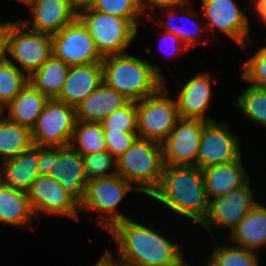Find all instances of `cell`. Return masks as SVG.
Masks as SVG:
<instances>
[{
	"instance_id": "1",
	"label": "cell",
	"mask_w": 266,
	"mask_h": 266,
	"mask_svg": "<svg viewBox=\"0 0 266 266\" xmlns=\"http://www.w3.org/2000/svg\"><path fill=\"white\" fill-rule=\"evenodd\" d=\"M119 250L112 258L115 266H187L180 247L158 231L132 218L115 223L107 230Z\"/></svg>"
},
{
	"instance_id": "2",
	"label": "cell",
	"mask_w": 266,
	"mask_h": 266,
	"mask_svg": "<svg viewBox=\"0 0 266 266\" xmlns=\"http://www.w3.org/2000/svg\"><path fill=\"white\" fill-rule=\"evenodd\" d=\"M149 196L198 224L209 211L203 171L198 166L164 165L159 185Z\"/></svg>"
},
{
	"instance_id": "3",
	"label": "cell",
	"mask_w": 266,
	"mask_h": 266,
	"mask_svg": "<svg viewBox=\"0 0 266 266\" xmlns=\"http://www.w3.org/2000/svg\"><path fill=\"white\" fill-rule=\"evenodd\" d=\"M101 63L103 82L130 101L152 96L166 83L161 68L126 52L105 56Z\"/></svg>"
},
{
	"instance_id": "4",
	"label": "cell",
	"mask_w": 266,
	"mask_h": 266,
	"mask_svg": "<svg viewBox=\"0 0 266 266\" xmlns=\"http://www.w3.org/2000/svg\"><path fill=\"white\" fill-rule=\"evenodd\" d=\"M117 174L140 193L150 195L159 185L164 167L162 145L156 141L138 138L116 159ZM138 185H137V184Z\"/></svg>"
},
{
	"instance_id": "5",
	"label": "cell",
	"mask_w": 266,
	"mask_h": 266,
	"mask_svg": "<svg viewBox=\"0 0 266 266\" xmlns=\"http://www.w3.org/2000/svg\"><path fill=\"white\" fill-rule=\"evenodd\" d=\"M102 57L124 53L138 29L127 19L87 7L78 11Z\"/></svg>"
},
{
	"instance_id": "6",
	"label": "cell",
	"mask_w": 266,
	"mask_h": 266,
	"mask_svg": "<svg viewBox=\"0 0 266 266\" xmlns=\"http://www.w3.org/2000/svg\"><path fill=\"white\" fill-rule=\"evenodd\" d=\"M165 85L154 95L137 102V134L141 139L162 143L181 119L177 101Z\"/></svg>"
},
{
	"instance_id": "7",
	"label": "cell",
	"mask_w": 266,
	"mask_h": 266,
	"mask_svg": "<svg viewBox=\"0 0 266 266\" xmlns=\"http://www.w3.org/2000/svg\"><path fill=\"white\" fill-rule=\"evenodd\" d=\"M133 191L140 193L135 186L118 174L88 180L80 210L88 212L91 209L99 212L100 220H97V224L108 230L115 223L132 218L120 214L116 207L128 192ZM103 212L108 213L109 217L103 215Z\"/></svg>"
},
{
	"instance_id": "8",
	"label": "cell",
	"mask_w": 266,
	"mask_h": 266,
	"mask_svg": "<svg viewBox=\"0 0 266 266\" xmlns=\"http://www.w3.org/2000/svg\"><path fill=\"white\" fill-rule=\"evenodd\" d=\"M6 52L29 77L53 55L52 37L27 28L21 21H8Z\"/></svg>"
},
{
	"instance_id": "9",
	"label": "cell",
	"mask_w": 266,
	"mask_h": 266,
	"mask_svg": "<svg viewBox=\"0 0 266 266\" xmlns=\"http://www.w3.org/2000/svg\"><path fill=\"white\" fill-rule=\"evenodd\" d=\"M76 121L75 107L58 99H49L35 126L31 129L33 145L70 146Z\"/></svg>"
},
{
	"instance_id": "10",
	"label": "cell",
	"mask_w": 266,
	"mask_h": 266,
	"mask_svg": "<svg viewBox=\"0 0 266 266\" xmlns=\"http://www.w3.org/2000/svg\"><path fill=\"white\" fill-rule=\"evenodd\" d=\"M51 37L53 55L69 66L103 60L87 27L78 17Z\"/></svg>"
},
{
	"instance_id": "11",
	"label": "cell",
	"mask_w": 266,
	"mask_h": 266,
	"mask_svg": "<svg viewBox=\"0 0 266 266\" xmlns=\"http://www.w3.org/2000/svg\"><path fill=\"white\" fill-rule=\"evenodd\" d=\"M240 139L228 124L211 121L204 125L197 155V166L202 170L210 166L227 164L241 157Z\"/></svg>"
},
{
	"instance_id": "12",
	"label": "cell",
	"mask_w": 266,
	"mask_h": 266,
	"mask_svg": "<svg viewBox=\"0 0 266 266\" xmlns=\"http://www.w3.org/2000/svg\"><path fill=\"white\" fill-rule=\"evenodd\" d=\"M201 119L181 118L161 143L164 165L197 166V155L204 125Z\"/></svg>"
},
{
	"instance_id": "13",
	"label": "cell",
	"mask_w": 266,
	"mask_h": 266,
	"mask_svg": "<svg viewBox=\"0 0 266 266\" xmlns=\"http://www.w3.org/2000/svg\"><path fill=\"white\" fill-rule=\"evenodd\" d=\"M251 181L245 186L234 190L224 196L210 200L207 217L201 223L212 236V228L221 226L232 230L237 224L258 204L253 200V191L250 188ZM212 227V228H211Z\"/></svg>"
},
{
	"instance_id": "14",
	"label": "cell",
	"mask_w": 266,
	"mask_h": 266,
	"mask_svg": "<svg viewBox=\"0 0 266 266\" xmlns=\"http://www.w3.org/2000/svg\"><path fill=\"white\" fill-rule=\"evenodd\" d=\"M28 198L34 216L41 211L79 219L80 203L52 177L39 175L28 192Z\"/></svg>"
},
{
	"instance_id": "15",
	"label": "cell",
	"mask_w": 266,
	"mask_h": 266,
	"mask_svg": "<svg viewBox=\"0 0 266 266\" xmlns=\"http://www.w3.org/2000/svg\"><path fill=\"white\" fill-rule=\"evenodd\" d=\"M207 30L216 28L226 34L240 47L251 43L249 19L237 7L234 0H201Z\"/></svg>"
},
{
	"instance_id": "16",
	"label": "cell",
	"mask_w": 266,
	"mask_h": 266,
	"mask_svg": "<svg viewBox=\"0 0 266 266\" xmlns=\"http://www.w3.org/2000/svg\"><path fill=\"white\" fill-rule=\"evenodd\" d=\"M47 176L58 181L79 203L84 200L88 178L81 154L71 146L51 147V164Z\"/></svg>"
},
{
	"instance_id": "17",
	"label": "cell",
	"mask_w": 266,
	"mask_h": 266,
	"mask_svg": "<svg viewBox=\"0 0 266 266\" xmlns=\"http://www.w3.org/2000/svg\"><path fill=\"white\" fill-rule=\"evenodd\" d=\"M32 21H22L29 29L53 35L78 17L70 0H36L29 5Z\"/></svg>"
},
{
	"instance_id": "18",
	"label": "cell",
	"mask_w": 266,
	"mask_h": 266,
	"mask_svg": "<svg viewBox=\"0 0 266 266\" xmlns=\"http://www.w3.org/2000/svg\"><path fill=\"white\" fill-rule=\"evenodd\" d=\"M102 83V63L70 66L66 81L57 99L76 108Z\"/></svg>"
},
{
	"instance_id": "19",
	"label": "cell",
	"mask_w": 266,
	"mask_h": 266,
	"mask_svg": "<svg viewBox=\"0 0 266 266\" xmlns=\"http://www.w3.org/2000/svg\"><path fill=\"white\" fill-rule=\"evenodd\" d=\"M210 73H199L183 85L177 96V105L180 117L183 119H201L207 122L214 121L205 115L211 98Z\"/></svg>"
},
{
	"instance_id": "20",
	"label": "cell",
	"mask_w": 266,
	"mask_h": 266,
	"mask_svg": "<svg viewBox=\"0 0 266 266\" xmlns=\"http://www.w3.org/2000/svg\"><path fill=\"white\" fill-rule=\"evenodd\" d=\"M202 171L209 201L237 190L250 181L241 158L227 164L210 166Z\"/></svg>"
},
{
	"instance_id": "21",
	"label": "cell",
	"mask_w": 266,
	"mask_h": 266,
	"mask_svg": "<svg viewBox=\"0 0 266 266\" xmlns=\"http://www.w3.org/2000/svg\"><path fill=\"white\" fill-rule=\"evenodd\" d=\"M129 102L130 100L125 96L103 82L77 105L76 119L80 122H102L111 113Z\"/></svg>"
},
{
	"instance_id": "22",
	"label": "cell",
	"mask_w": 266,
	"mask_h": 266,
	"mask_svg": "<svg viewBox=\"0 0 266 266\" xmlns=\"http://www.w3.org/2000/svg\"><path fill=\"white\" fill-rule=\"evenodd\" d=\"M39 146L33 145L17 157L2 162L0 180L16 190L28 193L39 176Z\"/></svg>"
},
{
	"instance_id": "23",
	"label": "cell",
	"mask_w": 266,
	"mask_h": 266,
	"mask_svg": "<svg viewBox=\"0 0 266 266\" xmlns=\"http://www.w3.org/2000/svg\"><path fill=\"white\" fill-rule=\"evenodd\" d=\"M48 100L28 81L17 96L4 107V111L8 109L6 118L31 130Z\"/></svg>"
},
{
	"instance_id": "24",
	"label": "cell",
	"mask_w": 266,
	"mask_h": 266,
	"mask_svg": "<svg viewBox=\"0 0 266 266\" xmlns=\"http://www.w3.org/2000/svg\"><path fill=\"white\" fill-rule=\"evenodd\" d=\"M262 205L258 203L230 232L231 241L252 251L266 245V207Z\"/></svg>"
},
{
	"instance_id": "25",
	"label": "cell",
	"mask_w": 266,
	"mask_h": 266,
	"mask_svg": "<svg viewBox=\"0 0 266 266\" xmlns=\"http://www.w3.org/2000/svg\"><path fill=\"white\" fill-rule=\"evenodd\" d=\"M33 218L35 216L29 203L28 193L5 185L0 180V222L29 228Z\"/></svg>"
},
{
	"instance_id": "26",
	"label": "cell",
	"mask_w": 266,
	"mask_h": 266,
	"mask_svg": "<svg viewBox=\"0 0 266 266\" xmlns=\"http://www.w3.org/2000/svg\"><path fill=\"white\" fill-rule=\"evenodd\" d=\"M70 66L52 55L28 81L48 99H57L66 81Z\"/></svg>"
},
{
	"instance_id": "27",
	"label": "cell",
	"mask_w": 266,
	"mask_h": 266,
	"mask_svg": "<svg viewBox=\"0 0 266 266\" xmlns=\"http://www.w3.org/2000/svg\"><path fill=\"white\" fill-rule=\"evenodd\" d=\"M33 146L31 130L18 123L0 118V156L2 162L17 157Z\"/></svg>"
},
{
	"instance_id": "28",
	"label": "cell",
	"mask_w": 266,
	"mask_h": 266,
	"mask_svg": "<svg viewBox=\"0 0 266 266\" xmlns=\"http://www.w3.org/2000/svg\"><path fill=\"white\" fill-rule=\"evenodd\" d=\"M70 146L81 155L107 151L101 122L76 121Z\"/></svg>"
},
{
	"instance_id": "29",
	"label": "cell",
	"mask_w": 266,
	"mask_h": 266,
	"mask_svg": "<svg viewBox=\"0 0 266 266\" xmlns=\"http://www.w3.org/2000/svg\"><path fill=\"white\" fill-rule=\"evenodd\" d=\"M214 248L206 266H259L257 251L225 243Z\"/></svg>"
},
{
	"instance_id": "30",
	"label": "cell",
	"mask_w": 266,
	"mask_h": 266,
	"mask_svg": "<svg viewBox=\"0 0 266 266\" xmlns=\"http://www.w3.org/2000/svg\"><path fill=\"white\" fill-rule=\"evenodd\" d=\"M28 76L11 59L0 63V105H8L27 84Z\"/></svg>"
},
{
	"instance_id": "31",
	"label": "cell",
	"mask_w": 266,
	"mask_h": 266,
	"mask_svg": "<svg viewBox=\"0 0 266 266\" xmlns=\"http://www.w3.org/2000/svg\"><path fill=\"white\" fill-rule=\"evenodd\" d=\"M235 104L252 122L266 127V89L250 84Z\"/></svg>"
},
{
	"instance_id": "32",
	"label": "cell",
	"mask_w": 266,
	"mask_h": 266,
	"mask_svg": "<svg viewBox=\"0 0 266 266\" xmlns=\"http://www.w3.org/2000/svg\"><path fill=\"white\" fill-rule=\"evenodd\" d=\"M186 6H188V8H186L185 10H183V11H181L182 12V14L184 13V11L186 12V15L187 16H189L191 19V21H189V19H188V21H184V22H188V24L191 22L192 24H196V25H198L199 24V22H198V20L196 21V20H194L193 21V17H197V14H196V12H194V10H192V8H191V10H190V6H191V4L189 3V1L188 0H186ZM179 9V8H181V6H179V7H171V8H165V13L166 12H169V14H168V16H167V22H164L163 23V21L162 20H160V18H158V24L157 25H164V27L163 28H165V30H166V32H169V33H174L175 35H177L179 38H180V40L182 41V43H183V45H185L188 49L193 45L194 46V44L195 43H197L198 42V40H202V42H204V44L207 42V41H205V40H207V39H203L201 36H198V34L200 35V33L202 32H204V33H206L208 30H207V28L205 27V29H203V31H202V29L201 28H203L202 27V25H204V26H206V24H202V23H200L199 24V28L197 27V29H188V27L186 28L184 25H180V26H176V25H172L171 24V22L172 21H170V20H172V19H174L175 20V15H174V12L175 11H173V10H176V9ZM187 16H185L186 17V19L188 18ZM185 19V20H186ZM170 22V23H169ZM183 22V23H184ZM163 23V24H162ZM194 24V25H195ZM195 25V26H196ZM199 32V33H198ZM199 37H201V38H199ZM197 39V40H196ZM197 41V42H196Z\"/></svg>"
},
{
	"instance_id": "33",
	"label": "cell",
	"mask_w": 266,
	"mask_h": 266,
	"mask_svg": "<svg viewBox=\"0 0 266 266\" xmlns=\"http://www.w3.org/2000/svg\"><path fill=\"white\" fill-rule=\"evenodd\" d=\"M91 8L96 11L127 19L137 29H139L137 21L144 15L139 0H95Z\"/></svg>"
},
{
	"instance_id": "34",
	"label": "cell",
	"mask_w": 266,
	"mask_h": 266,
	"mask_svg": "<svg viewBox=\"0 0 266 266\" xmlns=\"http://www.w3.org/2000/svg\"><path fill=\"white\" fill-rule=\"evenodd\" d=\"M103 129L137 133V102L130 101L101 122Z\"/></svg>"
},
{
	"instance_id": "35",
	"label": "cell",
	"mask_w": 266,
	"mask_h": 266,
	"mask_svg": "<svg viewBox=\"0 0 266 266\" xmlns=\"http://www.w3.org/2000/svg\"><path fill=\"white\" fill-rule=\"evenodd\" d=\"M84 163V170L88 180L109 177L117 174L116 159L109 151L81 155ZM112 167L114 168L113 170ZM112 171L111 173L106 171Z\"/></svg>"
},
{
	"instance_id": "36",
	"label": "cell",
	"mask_w": 266,
	"mask_h": 266,
	"mask_svg": "<svg viewBox=\"0 0 266 266\" xmlns=\"http://www.w3.org/2000/svg\"><path fill=\"white\" fill-rule=\"evenodd\" d=\"M241 79L248 81L251 85L266 89V46L259 48L253 56L244 62Z\"/></svg>"
},
{
	"instance_id": "37",
	"label": "cell",
	"mask_w": 266,
	"mask_h": 266,
	"mask_svg": "<svg viewBox=\"0 0 266 266\" xmlns=\"http://www.w3.org/2000/svg\"><path fill=\"white\" fill-rule=\"evenodd\" d=\"M103 132L106 138L107 151L115 159L124 154L139 138L137 133L110 131V129H103Z\"/></svg>"
},
{
	"instance_id": "38",
	"label": "cell",
	"mask_w": 266,
	"mask_h": 266,
	"mask_svg": "<svg viewBox=\"0 0 266 266\" xmlns=\"http://www.w3.org/2000/svg\"><path fill=\"white\" fill-rule=\"evenodd\" d=\"M139 1L144 15L147 13L146 7L148 5L149 8L154 9V6H156L161 8L162 10L171 7H179V6L185 7L186 5V0H139Z\"/></svg>"
},
{
	"instance_id": "39",
	"label": "cell",
	"mask_w": 266,
	"mask_h": 266,
	"mask_svg": "<svg viewBox=\"0 0 266 266\" xmlns=\"http://www.w3.org/2000/svg\"><path fill=\"white\" fill-rule=\"evenodd\" d=\"M51 164V147H39V175H47Z\"/></svg>"
},
{
	"instance_id": "40",
	"label": "cell",
	"mask_w": 266,
	"mask_h": 266,
	"mask_svg": "<svg viewBox=\"0 0 266 266\" xmlns=\"http://www.w3.org/2000/svg\"><path fill=\"white\" fill-rule=\"evenodd\" d=\"M7 22L0 23V63L7 59Z\"/></svg>"
},
{
	"instance_id": "41",
	"label": "cell",
	"mask_w": 266,
	"mask_h": 266,
	"mask_svg": "<svg viewBox=\"0 0 266 266\" xmlns=\"http://www.w3.org/2000/svg\"><path fill=\"white\" fill-rule=\"evenodd\" d=\"M165 36V37H164ZM163 38H165L166 40H164V42H168V40L170 41L169 43L171 44L172 42H173V44H171V45H174L175 46V48L177 49V50H182V48H183V46H184V51L185 50H187L188 48L185 46V45H182L183 43H182V41L180 40V38L177 36V35H175L174 33H169V32H164V35L162 36ZM181 43V45H179L178 47L176 46V45H178V43ZM176 43V44H175ZM169 46V45H168ZM173 46V47H174ZM180 46H182L181 48H180Z\"/></svg>"
},
{
	"instance_id": "42",
	"label": "cell",
	"mask_w": 266,
	"mask_h": 266,
	"mask_svg": "<svg viewBox=\"0 0 266 266\" xmlns=\"http://www.w3.org/2000/svg\"><path fill=\"white\" fill-rule=\"evenodd\" d=\"M72 6L77 10H81L87 7H91V5L95 2V0H70Z\"/></svg>"
},
{
	"instance_id": "43",
	"label": "cell",
	"mask_w": 266,
	"mask_h": 266,
	"mask_svg": "<svg viewBox=\"0 0 266 266\" xmlns=\"http://www.w3.org/2000/svg\"><path fill=\"white\" fill-rule=\"evenodd\" d=\"M94 266H115L112 260V254L109 251H106L100 260Z\"/></svg>"
},
{
	"instance_id": "44",
	"label": "cell",
	"mask_w": 266,
	"mask_h": 266,
	"mask_svg": "<svg viewBox=\"0 0 266 266\" xmlns=\"http://www.w3.org/2000/svg\"><path fill=\"white\" fill-rule=\"evenodd\" d=\"M254 4V9H266V0H252Z\"/></svg>"
},
{
	"instance_id": "45",
	"label": "cell",
	"mask_w": 266,
	"mask_h": 266,
	"mask_svg": "<svg viewBox=\"0 0 266 266\" xmlns=\"http://www.w3.org/2000/svg\"><path fill=\"white\" fill-rule=\"evenodd\" d=\"M258 14L257 16L260 18V21H263L266 25V9H255Z\"/></svg>"
},
{
	"instance_id": "46",
	"label": "cell",
	"mask_w": 266,
	"mask_h": 266,
	"mask_svg": "<svg viewBox=\"0 0 266 266\" xmlns=\"http://www.w3.org/2000/svg\"><path fill=\"white\" fill-rule=\"evenodd\" d=\"M18 1L29 6L30 4H32L36 0H18Z\"/></svg>"
},
{
	"instance_id": "47",
	"label": "cell",
	"mask_w": 266,
	"mask_h": 266,
	"mask_svg": "<svg viewBox=\"0 0 266 266\" xmlns=\"http://www.w3.org/2000/svg\"><path fill=\"white\" fill-rule=\"evenodd\" d=\"M4 108L0 105V117L3 116Z\"/></svg>"
}]
</instances>
